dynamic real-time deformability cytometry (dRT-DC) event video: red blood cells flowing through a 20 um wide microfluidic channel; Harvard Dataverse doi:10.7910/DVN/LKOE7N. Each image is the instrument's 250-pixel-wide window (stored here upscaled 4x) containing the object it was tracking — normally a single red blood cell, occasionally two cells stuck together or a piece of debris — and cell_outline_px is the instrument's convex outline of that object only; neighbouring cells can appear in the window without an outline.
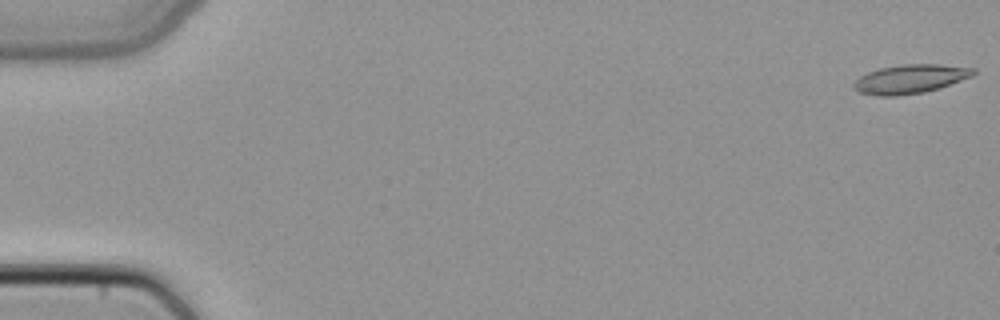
{"species": "common noctule bat (a hibernating species)", "species_latin": "Nyctalus noctula", "temperature_condition": "cold", "stored_images_in_passage": 4, "camera_frame_rate_fps": 3000, "um_per_image_px": 0.085, "animal": {"sex": "female", "body_mass_g": 22.7, "forearm_length_mm": 54.2}, "frame": {"image": 1, "passage_image": 1, "time_ms": 0.0, "image_size_px": [1000, 320], "cell_outline_px": [[976, 72], [972, 76], [940, 88], [924, 92], [896, 96], [880, 96], [860, 92], [852, 88], [852, 84], [860, 76], [868, 72], [880, 68], [904, 64], [940, 64], [976, 68]], "centroid_in_image_um": [77.38, 6.71], "position_along_channel_um": 7.6, "area_um2": 20.17}}
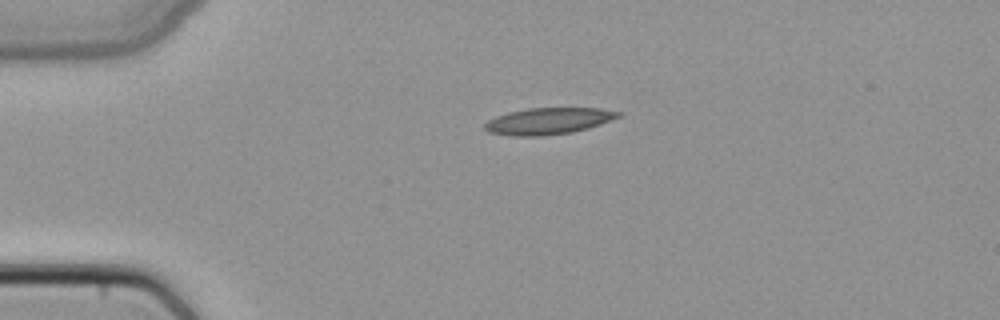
{"frame": {"image": 2, "passage_image": 4, "time_ms": 1.0, "image_size_px": [1000, 320], "cell_outline_px": [[624, 116], [588, 128], [572, 132], [540, 136], [508, 136], [488, 132], [484, 128], [484, 124], [488, 120], [496, 116], [508, 112], [528, 108], [600, 108], [624, 112]], "centroid_in_image_um": [46.64, 10.28], "position_along_channel_um": 38.4, "area_um2": 20.92}}